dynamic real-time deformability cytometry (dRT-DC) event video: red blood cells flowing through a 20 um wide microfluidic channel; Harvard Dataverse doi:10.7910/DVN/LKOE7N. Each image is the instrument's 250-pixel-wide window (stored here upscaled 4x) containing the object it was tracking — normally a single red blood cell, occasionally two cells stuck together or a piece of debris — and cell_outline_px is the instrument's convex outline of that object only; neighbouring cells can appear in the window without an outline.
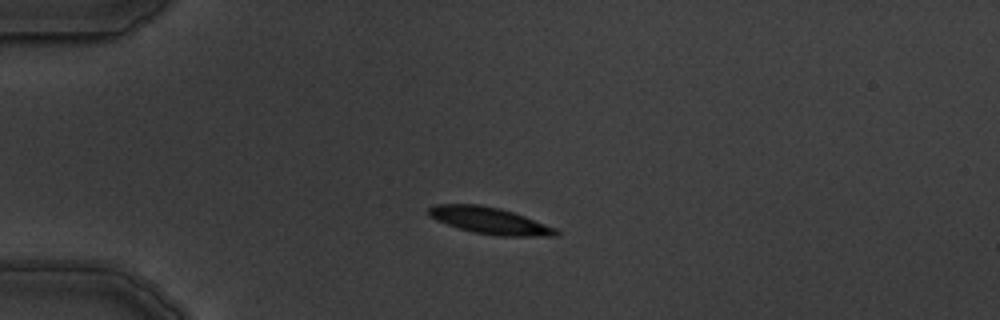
{"species": "common noctule bat (a hibernating species)", "species_latin": "Nyctalus noctula", "temperature_condition": "warm", "stored_images_in_passage": 4, "camera_frame_rate_fps": 3000, "um_per_image_px": 0.085, "animal": {"sex": "male", "body_mass_g": 19.5, "forearm_length_mm": 54.6}, "frame": {"image": 1, "passage_image": 3, "time_ms": 2.333, "image_size_px": [1000, 320], "cell_outline_px": [[560, 236], [500, 236], [472, 232], [436, 220], [428, 216], [428, 208], [436, 204], [476, 204], [500, 208], [524, 216], [556, 228], [560, 232]], "centroid_in_image_um": [41.63, 18.75], "position_along_channel_um": 43.4, "area_um2": 19.71}}